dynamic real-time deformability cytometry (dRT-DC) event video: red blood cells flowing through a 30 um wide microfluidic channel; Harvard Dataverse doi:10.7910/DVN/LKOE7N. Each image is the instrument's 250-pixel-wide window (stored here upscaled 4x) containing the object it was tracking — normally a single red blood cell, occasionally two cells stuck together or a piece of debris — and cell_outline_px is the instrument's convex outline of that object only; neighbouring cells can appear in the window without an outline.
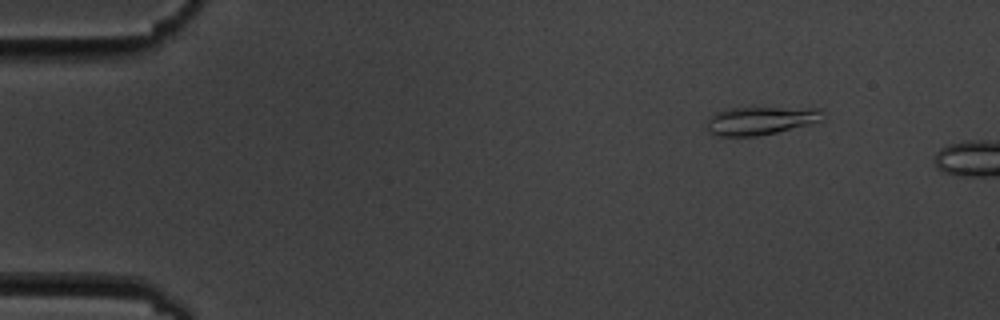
{"species": "common noctule bat (a hibernating species)", "species_latin": "Nyctalus noctula", "temperature_condition": "cold", "stored_images_in_passage": 3, "camera_frame_rate_fps": 3000, "um_per_image_px": 0.085, "animal": {"sex": "male", "body_mass_g": 19.5, "forearm_length_mm": 54.6}, "frame": {"image": 1, "passage_image": 2, "time_ms": 1.0, "image_size_px": [1000, 320], "cell_outline_px": [[824, 120], [776, 132], [756, 136], [720, 136], [708, 132], [704, 124], [708, 116], [716, 112], [732, 108], [820, 108], [824, 112]], "centroid_in_image_um": [64.6, 10.25], "position_along_channel_um": 20.4, "area_um2": 19.13}}